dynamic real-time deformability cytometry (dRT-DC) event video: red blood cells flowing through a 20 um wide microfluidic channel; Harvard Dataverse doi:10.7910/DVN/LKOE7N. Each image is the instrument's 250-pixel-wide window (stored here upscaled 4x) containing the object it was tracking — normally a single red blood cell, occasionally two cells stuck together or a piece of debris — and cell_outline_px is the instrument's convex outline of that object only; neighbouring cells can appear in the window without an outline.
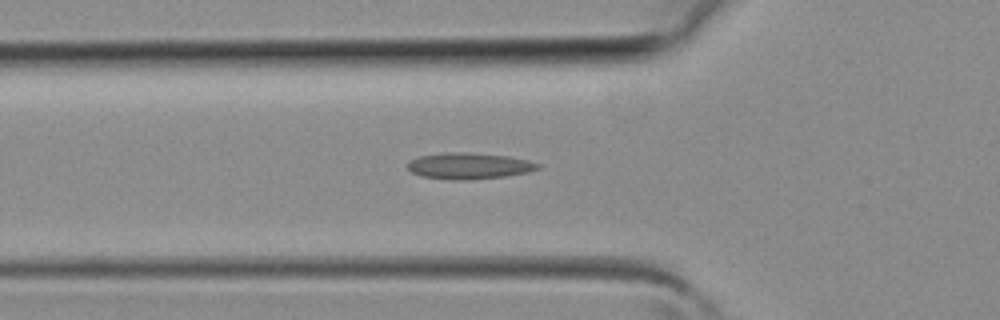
{"species": "common noctule bat (a hibernating species)", "species_latin": "Nyctalus noctula", "temperature_condition": "room temperature", "stored_images_in_passage": 29, "camera_frame_rate_fps": 3000, "um_per_image_px": 0.085, "animal": {"sex": "female", "body_mass_g": 19.3, "forearm_length_mm": 54.1}, "frame": {"image": 1, "passage_image": 3, "time_ms": 0.667, "image_size_px": [1000, 320], "cell_outline_px": [[540, 168], [528, 172], [504, 176], [468, 180], [452, 180], [420, 176], [412, 172], [408, 168], [408, 164], [412, 160], [420, 156], [448, 152], [460, 152], [508, 156], [528, 160], [540, 164]], "centroid_in_image_um": [39.88, 14.11], "position_along_channel_um": 85.9, "area_um2": 19.71}}
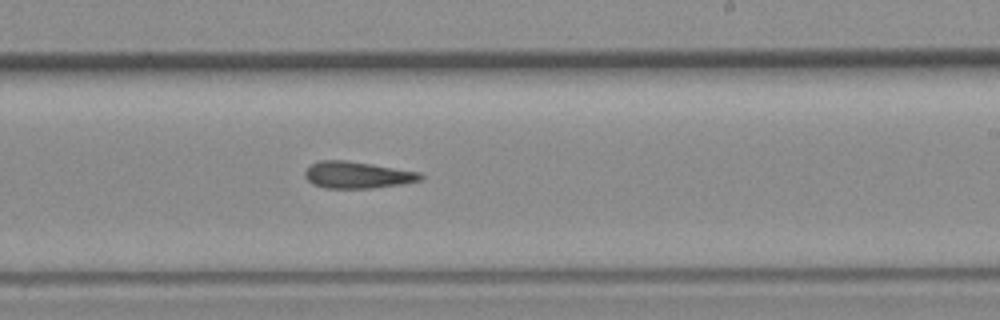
{"frame": {"image": 2, "passage_image": 13, "time_ms": 4.0, "image_size_px": [1000, 320], "cell_outline_px": [[424, 176], [420, 180], [404, 184], [372, 188], [324, 188], [312, 184], [304, 176], [304, 172], [312, 164], [320, 160], [344, 160], [420, 172]], "centroid_in_image_um": [30.36, 14.88], "position_along_channel_um": 258.6, "area_um2": 17.92}}
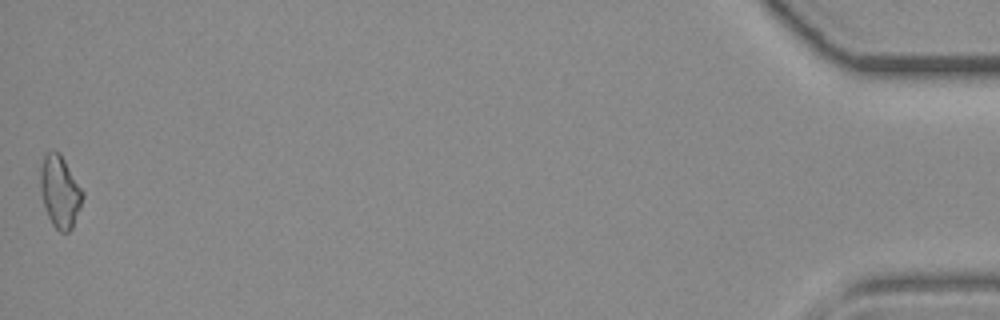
{"frame": {"image": 3, "passage_image": 29, "time_ms": 9.333, "image_size_px": [1000, 320], "cell_outline_px": [[84, 196], [80, 208], [72, 228], [68, 232], [60, 232], [52, 224], [48, 216], [44, 204], [40, 188], [40, 168], [44, 152], [60, 152], [84, 192]], "centroid_in_image_um": [5.09, 16.27], "position_along_channel_um": 430.1, "area_um2": 17.74}}